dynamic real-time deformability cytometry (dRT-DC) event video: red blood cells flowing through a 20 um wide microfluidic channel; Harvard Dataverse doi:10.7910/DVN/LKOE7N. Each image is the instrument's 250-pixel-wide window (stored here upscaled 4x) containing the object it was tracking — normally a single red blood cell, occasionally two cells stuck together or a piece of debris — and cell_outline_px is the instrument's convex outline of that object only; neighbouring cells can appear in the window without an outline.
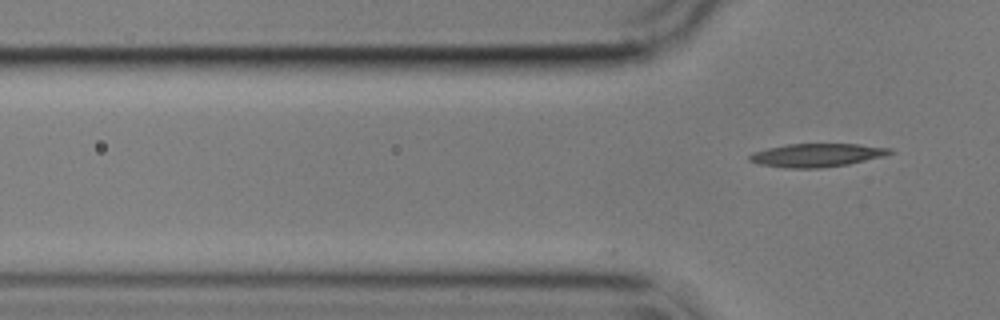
{"species": "common noctule bat (a hibernating species)", "species_latin": "Nyctalus noctula", "temperature_condition": "cold", "stored_images_in_passage": 9, "camera_frame_rate_fps": 3000, "um_per_image_px": 0.085, "animal": {"sex": "male", "body_mass_g": 17.9}, "frame": {"image": 1, "passage_image": 9, "time_ms": 2.667, "image_size_px": [1000, 320], "cell_outline_px": [[896, 152], [884, 156], [848, 164], [820, 168], [784, 168], [760, 164], [748, 160], [748, 156], [752, 152], [768, 148], [788, 144], [860, 144], [892, 148]], "centroid_in_image_um": [69.45, 13.19], "position_along_channel_um": 56.3, "area_um2": 19.19}}